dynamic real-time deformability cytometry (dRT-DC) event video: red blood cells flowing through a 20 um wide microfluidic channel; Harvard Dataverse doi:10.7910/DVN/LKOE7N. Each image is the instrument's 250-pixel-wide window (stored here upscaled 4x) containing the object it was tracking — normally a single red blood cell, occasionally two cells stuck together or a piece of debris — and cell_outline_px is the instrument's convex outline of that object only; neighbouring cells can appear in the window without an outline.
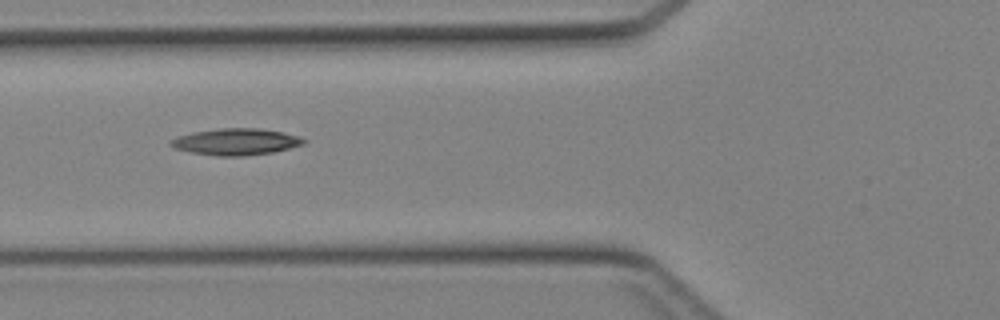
{"species": "Egyptian fruit bat (a non-hibernating species)", "species_latin": "Rousettus aegyptiacus", "temperature_condition": "cold", "stored_images_in_passage": 25, "camera_frame_rate_fps": 3000, "um_per_image_px": 0.085, "animal": {"sex": "female"}, "frame": {"image": 1, "passage_image": 3, "time_ms": 0.667, "image_size_px": [1000, 320], "cell_outline_px": [[308, 140], [304, 144], [272, 152], [244, 156], [216, 156], [192, 152], [172, 148], [168, 144], [176, 136], [192, 132], [220, 128], [260, 128], [284, 132], [300, 136]], "centroid_in_image_um": [20.05, 12.04], "position_along_channel_um": 105.7, "area_um2": 20.75}}
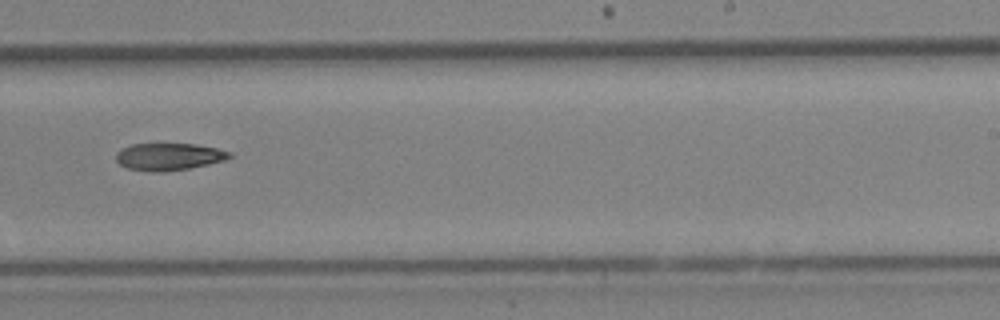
{"frame": {"image": 2, "passage_image": 14, "time_ms": 4.333, "image_size_px": [1000, 320], "cell_outline_px": [[232, 156], [224, 160], [208, 164], [188, 168], [160, 172], [152, 172], [128, 168], [120, 164], [116, 160], [116, 152], [132, 144], [196, 144], [216, 148], [232, 152]], "centroid_in_image_um": [14.36, 13.31], "position_along_channel_um": 274.6, "area_um2": 17.8}}
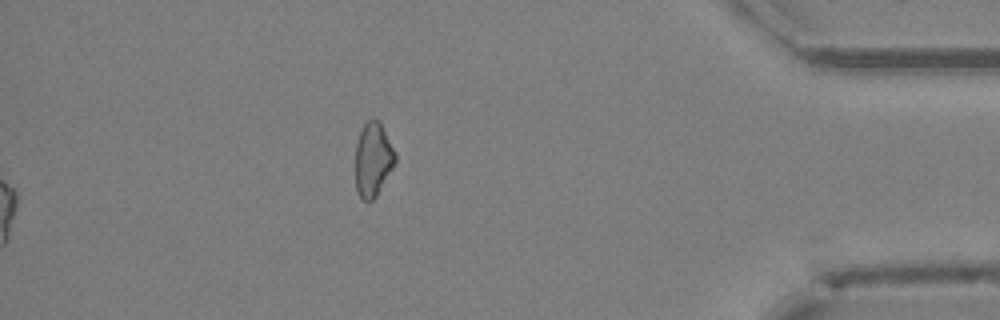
{"frame": {"image": 3, "passage_image": 25, "time_ms": 8.0, "image_size_px": [1000, 320], "cell_outline_px": [[396, 160], [392, 168], [376, 196], [372, 200], [364, 200], [356, 192], [356, 144], [360, 132], [364, 124], [372, 116], [376, 116], [380, 120], [396, 152]], "centroid_in_image_um": [31.71, 13.49], "position_along_channel_um": 403.5, "area_um2": 17.28}}